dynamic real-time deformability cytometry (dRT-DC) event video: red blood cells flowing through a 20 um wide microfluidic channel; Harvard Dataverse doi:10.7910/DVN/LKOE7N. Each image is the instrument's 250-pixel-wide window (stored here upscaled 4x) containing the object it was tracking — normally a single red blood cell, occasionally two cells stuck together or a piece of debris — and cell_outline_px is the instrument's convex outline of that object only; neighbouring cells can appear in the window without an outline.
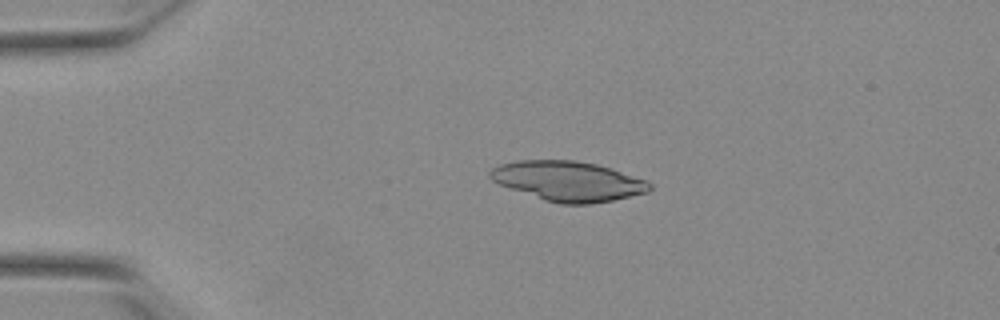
{"species": "Egyptian fruit bat (a non-hibernating species)", "species_latin": "Rousettus aegyptiacus", "temperature_condition": "warm", "stored_images_in_passage": 11, "camera_frame_rate_fps": 3000, "um_per_image_px": 0.085, "animal": {"sex": "female"}, "frame": {"image": 1, "passage_image": 2, "time_ms": 0.333, "image_size_px": [1000, 320], "cell_outline_px": [[652, 188], [648, 192], [612, 200], [588, 204], [560, 204], [544, 200], [500, 184], [492, 180], [488, 176], [488, 172], [492, 168], [500, 164], [516, 160], [576, 160], [596, 164], [648, 180], [652, 184]], "centroid_in_image_um": [48.29, 15.39], "position_along_channel_um": 36.7, "area_um2": 36.93}}